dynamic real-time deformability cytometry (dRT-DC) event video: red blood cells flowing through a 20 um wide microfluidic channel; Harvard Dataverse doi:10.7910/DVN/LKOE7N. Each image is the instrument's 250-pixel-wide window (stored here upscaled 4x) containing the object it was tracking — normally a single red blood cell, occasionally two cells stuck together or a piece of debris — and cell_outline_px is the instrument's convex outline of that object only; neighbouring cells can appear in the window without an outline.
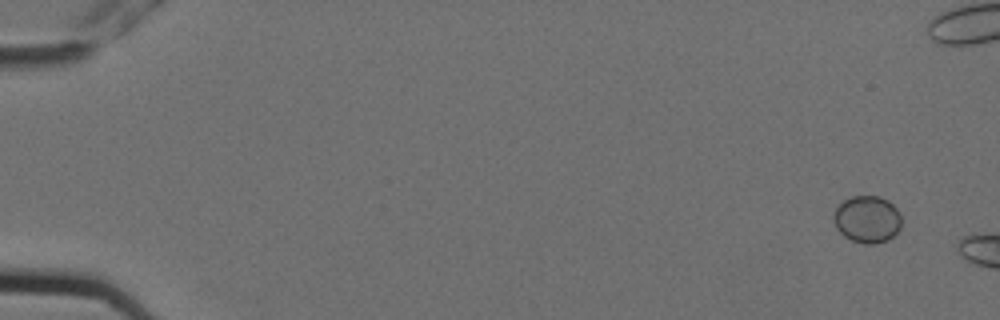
{"species": "Egyptian fruit bat (a non-hibernating species)", "species_latin": "Rousettus aegyptiacus", "temperature_condition": "cold", "stored_images_in_passage": 3, "camera_frame_rate_fps": 3000, "um_per_image_px": 0.085, "animal": {"sex": "female"}, "frame": {"image": 1, "passage_image": 1, "time_ms": 0.0, "image_size_px": [1000, 320], "cell_outline_px": [[900, 228], [888, 240], [876, 244], [864, 244], [852, 240], [844, 236], [836, 228], [832, 216], [836, 208], [844, 200], [852, 196], [880, 196], [888, 200], [896, 208], [900, 216]], "centroid_in_image_um": [73.69, 18.64], "position_along_channel_um": 11.3, "area_um2": 18.61}}